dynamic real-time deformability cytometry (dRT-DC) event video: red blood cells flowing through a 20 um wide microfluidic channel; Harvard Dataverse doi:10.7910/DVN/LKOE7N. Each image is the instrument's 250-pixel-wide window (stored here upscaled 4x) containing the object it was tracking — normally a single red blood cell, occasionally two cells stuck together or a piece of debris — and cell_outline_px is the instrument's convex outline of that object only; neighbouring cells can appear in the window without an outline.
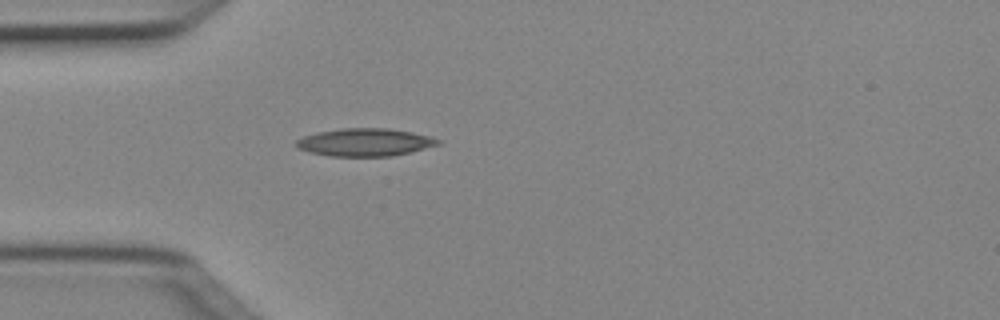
{"species": "Egyptian fruit bat (a non-hibernating species)", "species_latin": "Rousettus aegyptiacus", "temperature_condition": "cold", "stored_images_in_passage": 1, "camera_frame_rate_fps": 3000, "um_per_image_px": 0.085, "animal": {"sex": "female"}, "frame": {"image": 1, "passage_image": 1, "time_ms": 0.0, "image_size_px": [1000, 320], "cell_outline_px": [[440, 144], [392, 156], [332, 156], [308, 152], [296, 148], [296, 140], [304, 136], [320, 132], [340, 128], [388, 128], [412, 132], [432, 136], [440, 140]], "centroid_in_image_um": [31.01, 12.09], "position_along_channel_um": 54.0, "area_um2": 22.83}}